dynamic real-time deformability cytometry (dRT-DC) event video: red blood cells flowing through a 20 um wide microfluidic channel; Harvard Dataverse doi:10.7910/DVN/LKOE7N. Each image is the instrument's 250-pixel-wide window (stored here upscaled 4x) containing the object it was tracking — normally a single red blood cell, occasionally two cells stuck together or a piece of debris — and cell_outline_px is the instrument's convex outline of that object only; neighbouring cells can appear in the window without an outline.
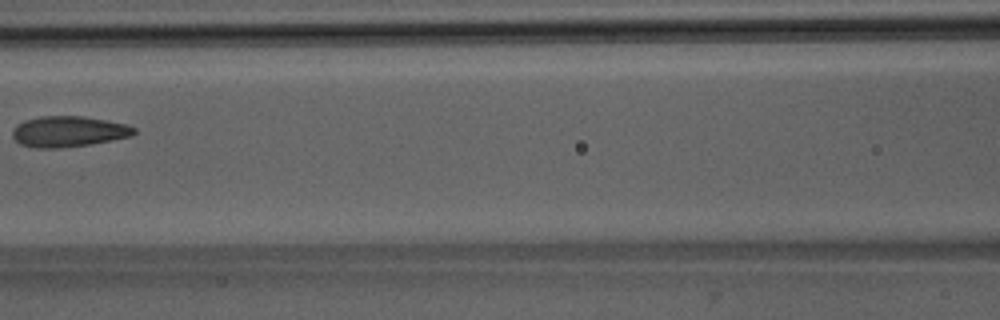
{"species": "Egyptian fruit bat (a non-hibernating species)", "species_latin": "Rousettus aegyptiacus", "temperature_condition": "room temperature", "stored_images_in_passage": 8, "camera_frame_rate_fps": 3000, "um_per_image_px": 0.085, "animal": {"sex": "male"}, "frame": {"image": 1, "passage_image": 7, "time_ms": 7.667, "image_size_px": [1000, 320], "cell_outline_px": [[136, 132], [132, 136], [112, 140], [88, 144], [60, 148], [36, 148], [20, 144], [12, 136], [12, 128], [16, 124], [24, 120], [40, 116], [84, 116], [108, 120], [124, 124], [136, 128]], "centroid_in_image_um": [5.79, 11.17], "position_along_channel_um": 160.8, "area_um2": 21.91}}